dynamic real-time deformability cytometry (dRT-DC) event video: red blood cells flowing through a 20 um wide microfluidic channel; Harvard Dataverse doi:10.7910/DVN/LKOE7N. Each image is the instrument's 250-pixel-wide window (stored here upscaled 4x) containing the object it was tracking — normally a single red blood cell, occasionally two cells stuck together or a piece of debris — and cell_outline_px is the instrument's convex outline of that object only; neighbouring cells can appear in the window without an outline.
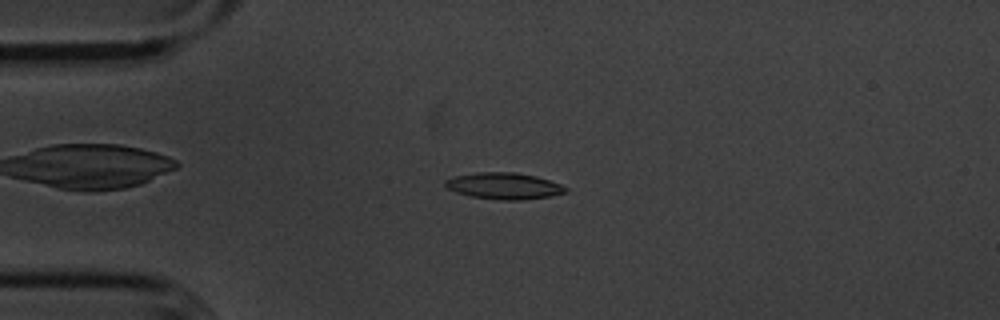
{"species": "common noctule bat (a hibernating species)", "species_latin": "Nyctalus noctula", "temperature_condition": "cold", "stored_images_in_passage": 55, "camera_frame_rate_fps": 3000, "um_per_image_px": 0.085, "animal": {"sex": "male", "body_mass_g": 20.1, "forearm_length_mm": 53.5}, "frame": {"image": 1, "passage_image": 13, "time_ms": 4.0, "image_size_px": [1000, 320], "cell_outline_px": [[568, 192], [552, 196], [520, 200], [500, 200], [472, 196], [456, 192], [448, 188], [444, 184], [444, 180], [456, 176], [476, 172], [516, 172], [536, 176], [560, 184], [568, 188]], "centroid_in_image_um": [42.86, 15.8], "position_along_channel_um": 42.1, "area_um2": 18.55}}
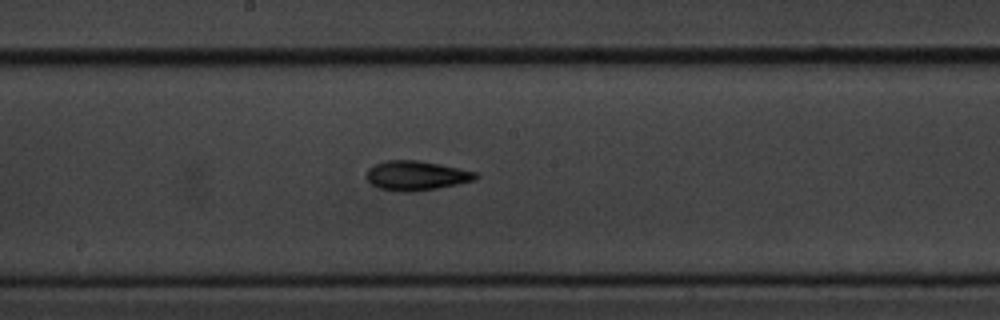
{"frame": {"image": 2, "passage_image": 29, "time_ms": 9.333, "image_size_px": [1000, 320], "cell_outline_px": [[480, 176], [476, 180], [436, 188], [412, 192], [396, 192], [376, 188], [364, 176], [368, 168], [384, 160], [416, 160], [476, 172]], "centroid_in_image_um": [35.31, 14.94], "position_along_channel_um": 212.9, "area_um2": 18.79}}
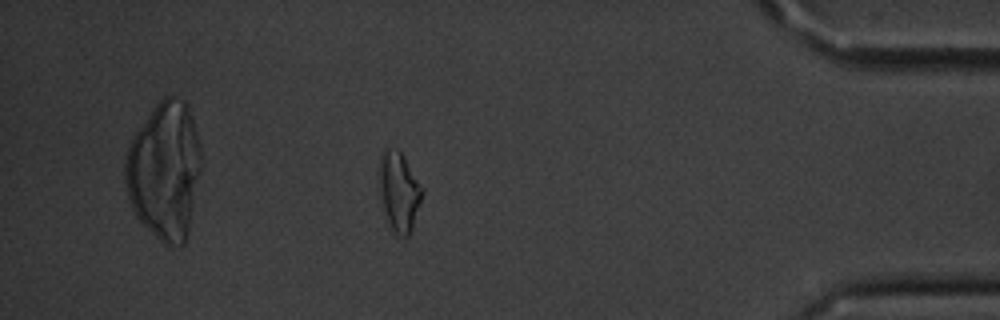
{"frame": {"image": 3, "passage_image": 48, "time_ms": 15.667, "image_size_px": [1000, 320], "cell_outline_px": [[424, 192], [412, 228], [408, 236], [392, 236], [380, 196], [380, 160], [384, 148], [396, 148], [404, 156], [424, 188]], "centroid_in_image_um": [33.94, 16.31], "position_along_channel_um": 401.3, "area_um2": 20.0}, "authors_computed_cell_mechanics": {"area_um2": 18.0336, "velocity_mm_per_s": 3.5971, "shape_relaxation_time_tau1_ms": 2.8421, "shape_relaxation_time_tau2_ms": 4.7072, "deformation_change_tau1": 0.1153, "deformation_change_tau2": 0.1194}}